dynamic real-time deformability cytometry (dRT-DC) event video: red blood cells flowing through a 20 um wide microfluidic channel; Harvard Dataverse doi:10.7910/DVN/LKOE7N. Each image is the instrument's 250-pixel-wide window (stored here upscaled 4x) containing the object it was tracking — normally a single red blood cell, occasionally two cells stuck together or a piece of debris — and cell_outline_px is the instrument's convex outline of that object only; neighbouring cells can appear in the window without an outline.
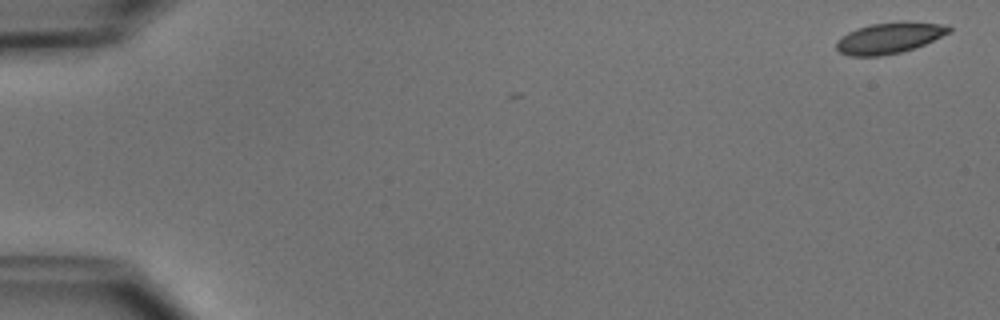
{"species": "common noctule bat (a hibernating species)", "species_latin": "Nyctalus noctula", "temperature_condition": "cold", "stored_images_in_passage": 5, "camera_frame_rate_fps": 3000, "um_per_image_px": 0.085, "animal": {"sex": "male", "body_mass_g": 15.6}, "frame": {"image": 1, "passage_image": 1, "time_ms": 0.0, "image_size_px": [1000, 320], "cell_outline_px": [[952, 32], [924, 44], [900, 52], [880, 56], [848, 56], [840, 52], [836, 48], [836, 40], [848, 32], [856, 28], [872, 24], [904, 20], [948, 24], [952, 28]], "centroid_in_image_um": [75.63, 3.2], "position_along_channel_um": 9.4, "area_um2": 20.63}}